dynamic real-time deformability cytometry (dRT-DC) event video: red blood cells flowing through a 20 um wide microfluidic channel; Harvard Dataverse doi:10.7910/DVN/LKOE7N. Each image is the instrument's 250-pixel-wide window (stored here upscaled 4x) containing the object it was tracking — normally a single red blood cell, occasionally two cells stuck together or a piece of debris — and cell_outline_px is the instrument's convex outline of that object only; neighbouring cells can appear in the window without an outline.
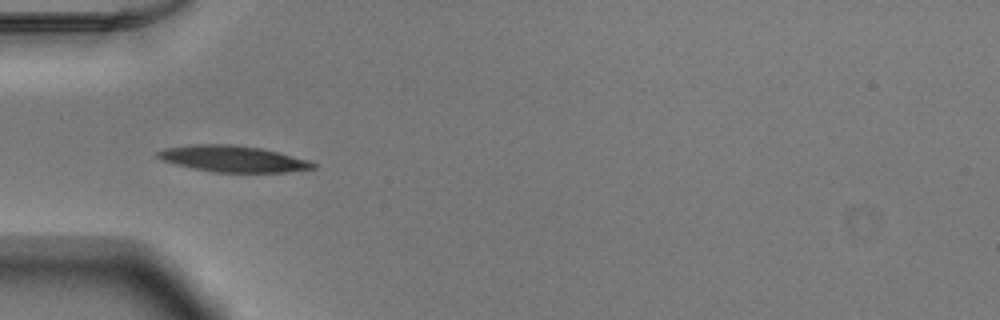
{"species": "Egyptian fruit bat (a non-hibernating species)", "species_latin": "Rousettus aegyptiacus", "temperature_condition": "warm", "stored_images_in_passage": 36, "camera_frame_rate_fps": 3000, "um_per_image_px": 0.085, "animal": {"sex": "male"}, "frame": {"image": 1, "passage_image": 1, "time_ms": 0.0, "image_size_px": [1000, 320], "cell_outline_px": [[316, 168], [288, 172], [216, 172], [192, 168], [160, 160], [156, 156], [156, 152], [164, 148], [196, 144], [232, 144], [260, 148], [308, 160], [316, 164]], "centroid_in_image_um": [19.77, 13.5], "position_along_channel_um": 65.2, "area_um2": 23.64}}
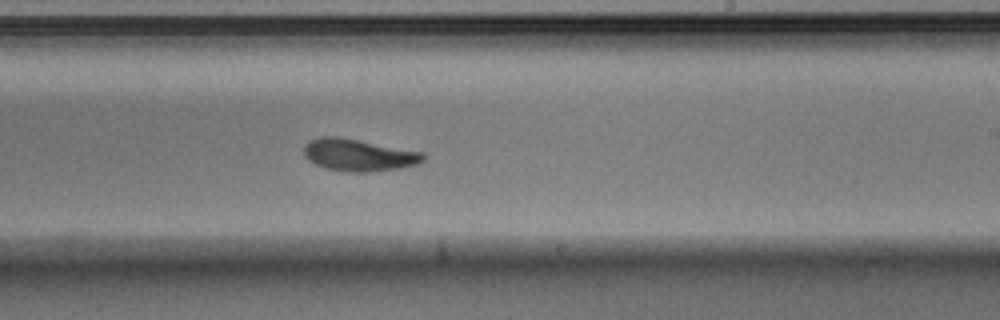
{"frame": {"image": 2, "passage_image": 16, "time_ms": 5.0, "image_size_px": [1000, 320], "cell_outline_px": [[424, 160], [416, 164], [400, 168], [368, 172], [348, 172], [324, 168], [308, 160], [304, 156], [304, 144], [308, 140], [320, 136], [336, 136], [424, 152]], "centroid_in_image_um": [30.44, 13.17], "position_along_channel_um": 258.6, "area_um2": 22.37}}
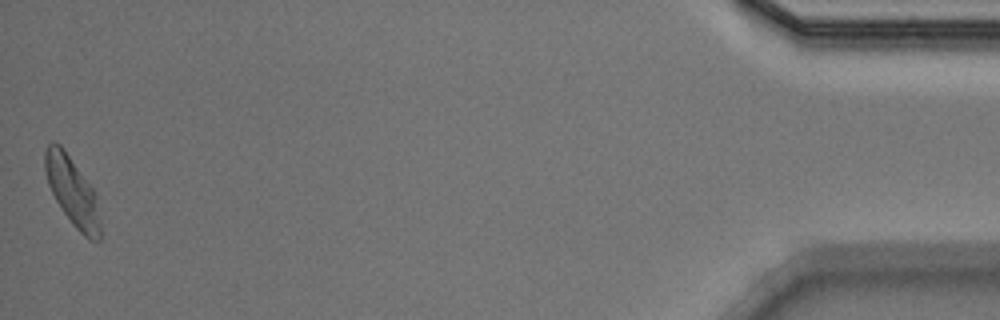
{"frame": {"image": 3, "passage_image": 36, "time_ms": 11.667, "image_size_px": [1000, 320], "cell_outline_px": [[100, 240], [88, 240], [72, 224], [56, 200], [48, 184], [44, 168], [44, 152], [48, 144], [52, 140], [60, 144], [92, 188], [96, 196], [100, 220]], "centroid_in_image_um": [6.13, 16.27], "position_along_channel_um": 429.1, "area_um2": 21.79}, "authors_computed_cell_mechanics": {"area_um2": 21.8773, "velocity_mm_per_s": 3.8825, "shape_relaxation_time_tau1_ms": 2.7609, "shape_relaxation_time_tau2_ms": 2.5825, "deformation_change_tau1": 0.1699, "deformation_change_tau2": 0.0667}}